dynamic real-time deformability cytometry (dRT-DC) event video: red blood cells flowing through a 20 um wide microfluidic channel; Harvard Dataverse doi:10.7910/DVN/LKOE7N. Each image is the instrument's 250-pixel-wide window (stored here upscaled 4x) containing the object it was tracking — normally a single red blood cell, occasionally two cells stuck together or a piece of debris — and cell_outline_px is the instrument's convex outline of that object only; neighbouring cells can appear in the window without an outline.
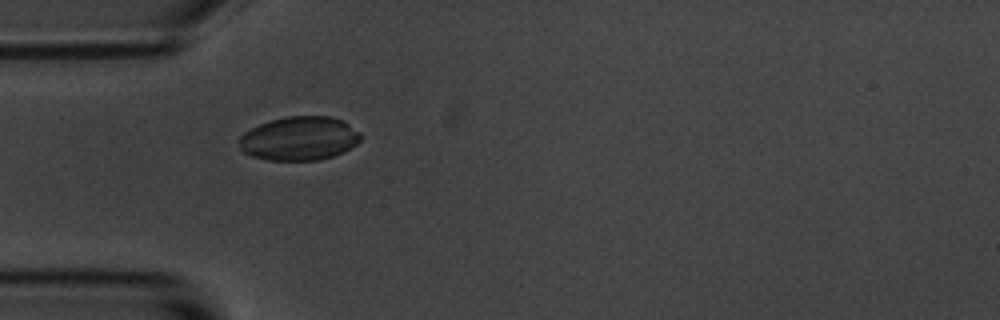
{"species": "common noctule bat (a hibernating species)", "species_latin": "Nyctalus noctula", "temperature_condition": "room temperature", "stored_images_in_passage": 41, "camera_frame_rate_fps": 3000, "um_per_image_px": 0.085, "animal": {"sex": "male", "body_mass_g": 20.1, "forearm_length_mm": 53.5}, "frame": {"image": 1, "passage_image": 3, "time_ms": 0.667, "image_size_px": [1000, 320], "cell_outline_px": [[364, 136], [356, 144], [344, 152], [320, 160], [268, 160], [252, 156], [244, 152], [240, 148], [240, 136], [244, 132], [260, 124], [284, 116], [332, 116], [344, 120], [360, 132]], "centroid_in_image_um": [25.49, 11.76], "position_along_channel_um": 59.5, "area_um2": 31.21}}
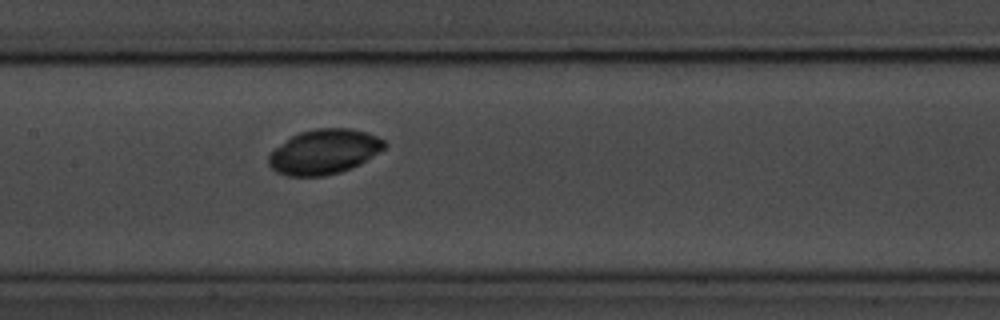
{"frame": {"image": 2, "passage_image": 13, "time_ms": 4.0, "image_size_px": [1000, 320], "cell_outline_px": [[388, 144], [384, 148], [360, 164], [340, 172], [324, 176], [288, 176], [276, 172], [268, 164], [268, 156], [276, 148], [292, 136], [300, 132], [316, 128], [352, 128], [376, 136], [384, 140]], "centroid_in_image_um": [27.55, 12.9], "position_along_channel_um": 179.9, "area_um2": 30.0}}
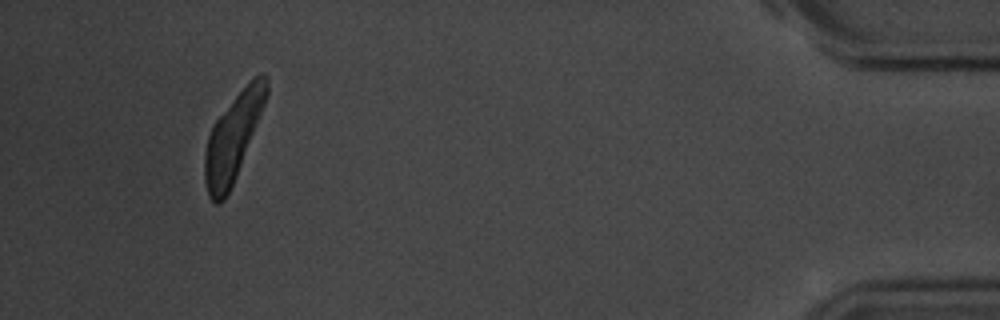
{"frame": {"image": 3, "passage_image": 38, "time_ms": 12.333, "image_size_px": [1000, 320], "cell_outline_px": [[268, 92], [264, 104], [236, 176], [224, 200], [220, 204], [216, 204], [208, 196], [204, 180], [204, 152], [208, 136], [212, 124], [252, 76], [260, 72], [264, 72], [268, 80]], "centroid_in_image_um": [19.78, 11.65], "position_along_channel_um": 415.4, "area_um2": 30.81}}